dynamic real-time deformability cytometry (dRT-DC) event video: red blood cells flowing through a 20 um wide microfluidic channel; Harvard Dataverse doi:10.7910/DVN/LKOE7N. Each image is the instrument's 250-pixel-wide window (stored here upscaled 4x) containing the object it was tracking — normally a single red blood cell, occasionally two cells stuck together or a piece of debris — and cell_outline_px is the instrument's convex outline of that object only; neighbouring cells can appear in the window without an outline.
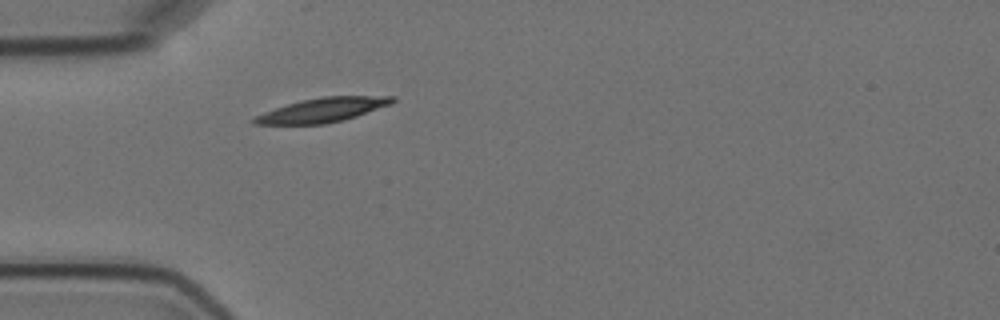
{"species": "Egyptian fruit bat (a non-hibernating species)", "species_latin": "Rousettus aegyptiacus", "temperature_condition": "cold", "stored_images_in_passage": 1, "camera_frame_rate_fps": 3000, "um_per_image_px": 0.085, "animal": {"sex": "female"}, "frame": {"image": 1, "passage_image": 1, "time_ms": 0.0, "image_size_px": [1000, 320], "cell_outline_px": [[396, 100], [392, 104], [344, 120], [324, 124], [252, 124], [252, 120], [256, 116], [264, 112], [300, 100], [324, 96], [396, 96]], "centroid_in_image_um": [27.46, 9.34], "position_along_channel_um": 57.5, "area_um2": 19.42}}